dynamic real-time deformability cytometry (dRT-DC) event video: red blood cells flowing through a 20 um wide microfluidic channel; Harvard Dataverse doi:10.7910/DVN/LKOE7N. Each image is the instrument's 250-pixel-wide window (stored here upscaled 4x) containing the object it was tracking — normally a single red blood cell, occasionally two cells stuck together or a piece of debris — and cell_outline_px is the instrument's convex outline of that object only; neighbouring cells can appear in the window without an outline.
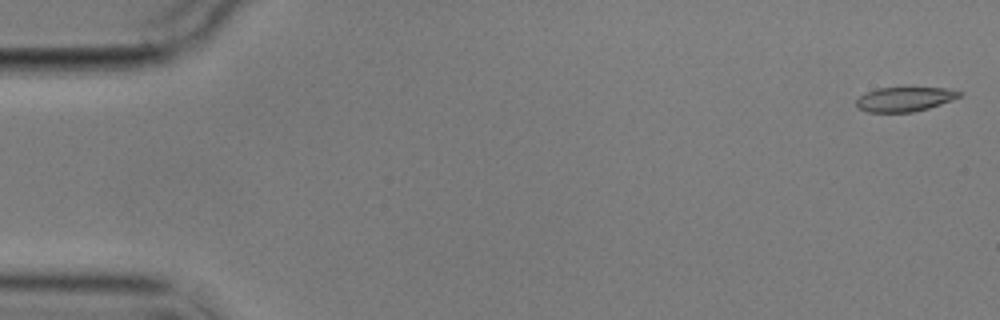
{"species": "common noctule bat (a hibernating species)", "species_latin": "Nyctalus noctula", "temperature_condition": "cold", "stored_images_in_passage": 6, "camera_frame_rate_fps": 3000, "um_per_image_px": 0.085, "animal": {"sex": "male", "body_mass_g": 17.9}, "frame": {"image": 1, "passage_image": 1, "time_ms": 0.0, "image_size_px": [1000, 320], "cell_outline_px": [[964, 92], [960, 96], [952, 100], [928, 108], [912, 112], [868, 112], [856, 108], [856, 100], [864, 92], [876, 88], [944, 88]], "centroid_in_image_um": [76.85, 8.43], "position_along_channel_um": 8.1, "area_um2": 14.68}}
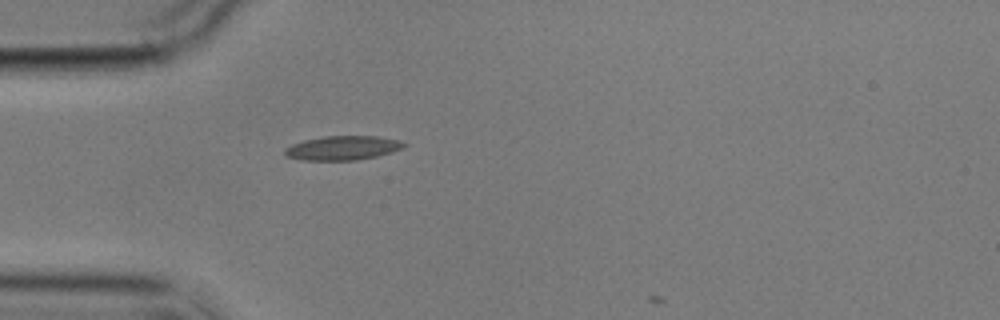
{"frame": {"image": 2, "passage_image": 5, "time_ms": 5.0, "image_size_px": [1000, 320], "cell_outline_px": [[408, 144], [404, 148], [392, 152], [376, 156], [356, 160], [300, 160], [284, 156], [284, 148], [292, 144], [304, 140], [324, 136], [376, 136], [400, 140]], "centroid_in_image_um": [29.12, 12.57], "position_along_channel_um": 55.9, "area_um2": 16.94}}